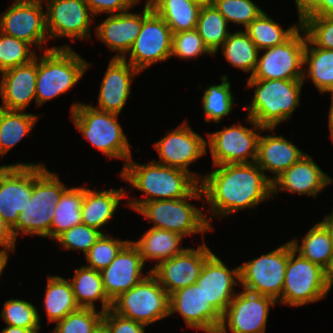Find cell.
Returning a JSON list of instances; mask_svg holds the SVG:
<instances>
[{
    "label": "cell",
    "mask_w": 333,
    "mask_h": 333,
    "mask_svg": "<svg viewBox=\"0 0 333 333\" xmlns=\"http://www.w3.org/2000/svg\"><path fill=\"white\" fill-rule=\"evenodd\" d=\"M200 181L209 214L227 217L273 198L271 176L255 163L213 165ZM210 209V210H209Z\"/></svg>",
    "instance_id": "6da1fadb"
},
{
    "label": "cell",
    "mask_w": 333,
    "mask_h": 333,
    "mask_svg": "<svg viewBox=\"0 0 333 333\" xmlns=\"http://www.w3.org/2000/svg\"><path fill=\"white\" fill-rule=\"evenodd\" d=\"M119 176L129 183L131 189L143 192L144 198L130 199L126 204L136 211L143 203L155 200L181 199L189 196L200 182L185 170L149 161L135 163L132 157L127 161Z\"/></svg>",
    "instance_id": "7a4b0ae2"
},
{
    "label": "cell",
    "mask_w": 333,
    "mask_h": 333,
    "mask_svg": "<svg viewBox=\"0 0 333 333\" xmlns=\"http://www.w3.org/2000/svg\"><path fill=\"white\" fill-rule=\"evenodd\" d=\"M66 189L67 186L61 182L58 174L49 171L44 163L32 165V193L12 229L14 238L31 234L51 239L55 208Z\"/></svg>",
    "instance_id": "3957f363"
},
{
    "label": "cell",
    "mask_w": 333,
    "mask_h": 333,
    "mask_svg": "<svg viewBox=\"0 0 333 333\" xmlns=\"http://www.w3.org/2000/svg\"><path fill=\"white\" fill-rule=\"evenodd\" d=\"M37 55L36 105L68 92L89 69L90 63L67 45L47 47Z\"/></svg>",
    "instance_id": "277c9868"
},
{
    "label": "cell",
    "mask_w": 333,
    "mask_h": 333,
    "mask_svg": "<svg viewBox=\"0 0 333 333\" xmlns=\"http://www.w3.org/2000/svg\"><path fill=\"white\" fill-rule=\"evenodd\" d=\"M303 80H247L246 87H254L253 100L244 107L263 128H276L291 118L300 106Z\"/></svg>",
    "instance_id": "5b68a950"
},
{
    "label": "cell",
    "mask_w": 333,
    "mask_h": 333,
    "mask_svg": "<svg viewBox=\"0 0 333 333\" xmlns=\"http://www.w3.org/2000/svg\"><path fill=\"white\" fill-rule=\"evenodd\" d=\"M71 119L84 138L111 159H122L124 166L132 157L130 143L117 118L120 114L101 111L81 102L71 106Z\"/></svg>",
    "instance_id": "8992f818"
},
{
    "label": "cell",
    "mask_w": 333,
    "mask_h": 333,
    "mask_svg": "<svg viewBox=\"0 0 333 333\" xmlns=\"http://www.w3.org/2000/svg\"><path fill=\"white\" fill-rule=\"evenodd\" d=\"M193 199L204 201L200 185L187 197L145 202L136 212L151 221V228L172 231L183 237L211 231L214 229L211 215L207 217L208 214L191 204Z\"/></svg>",
    "instance_id": "52a82bcc"
},
{
    "label": "cell",
    "mask_w": 333,
    "mask_h": 333,
    "mask_svg": "<svg viewBox=\"0 0 333 333\" xmlns=\"http://www.w3.org/2000/svg\"><path fill=\"white\" fill-rule=\"evenodd\" d=\"M328 292L325 270L297 253L289 241L285 281L282 296L277 303L292 308L305 306L326 298Z\"/></svg>",
    "instance_id": "ba28073f"
},
{
    "label": "cell",
    "mask_w": 333,
    "mask_h": 333,
    "mask_svg": "<svg viewBox=\"0 0 333 333\" xmlns=\"http://www.w3.org/2000/svg\"><path fill=\"white\" fill-rule=\"evenodd\" d=\"M111 309L148 326L170 316L169 294L149 273L141 282L113 300Z\"/></svg>",
    "instance_id": "9c48e42d"
},
{
    "label": "cell",
    "mask_w": 333,
    "mask_h": 333,
    "mask_svg": "<svg viewBox=\"0 0 333 333\" xmlns=\"http://www.w3.org/2000/svg\"><path fill=\"white\" fill-rule=\"evenodd\" d=\"M306 34L300 27L282 44L265 48L248 80H302Z\"/></svg>",
    "instance_id": "30bf717a"
},
{
    "label": "cell",
    "mask_w": 333,
    "mask_h": 333,
    "mask_svg": "<svg viewBox=\"0 0 333 333\" xmlns=\"http://www.w3.org/2000/svg\"><path fill=\"white\" fill-rule=\"evenodd\" d=\"M246 122L254 128L234 123L207 134V147L210 149L213 165L256 161L260 131H265L266 128L261 127L250 116L246 117Z\"/></svg>",
    "instance_id": "8fae6325"
},
{
    "label": "cell",
    "mask_w": 333,
    "mask_h": 333,
    "mask_svg": "<svg viewBox=\"0 0 333 333\" xmlns=\"http://www.w3.org/2000/svg\"><path fill=\"white\" fill-rule=\"evenodd\" d=\"M288 257L289 241L269 253L239 265L241 287L278 302L282 296Z\"/></svg>",
    "instance_id": "7c38bea8"
},
{
    "label": "cell",
    "mask_w": 333,
    "mask_h": 333,
    "mask_svg": "<svg viewBox=\"0 0 333 333\" xmlns=\"http://www.w3.org/2000/svg\"><path fill=\"white\" fill-rule=\"evenodd\" d=\"M276 301L243 289L237 292L221 316L217 333H265L270 306Z\"/></svg>",
    "instance_id": "4fadbf2b"
},
{
    "label": "cell",
    "mask_w": 333,
    "mask_h": 333,
    "mask_svg": "<svg viewBox=\"0 0 333 333\" xmlns=\"http://www.w3.org/2000/svg\"><path fill=\"white\" fill-rule=\"evenodd\" d=\"M173 33L166 22L152 11L144 20L138 37L124 57L140 73L171 58ZM129 60V61H128Z\"/></svg>",
    "instance_id": "5bb4252c"
},
{
    "label": "cell",
    "mask_w": 333,
    "mask_h": 333,
    "mask_svg": "<svg viewBox=\"0 0 333 333\" xmlns=\"http://www.w3.org/2000/svg\"><path fill=\"white\" fill-rule=\"evenodd\" d=\"M43 0H15L0 14V32L38 47L47 43L46 17Z\"/></svg>",
    "instance_id": "9a60e30c"
},
{
    "label": "cell",
    "mask_w": 333,
    "mask_h": 333,
    "mask_svg": "<svg viewBox=\"0 0 333 333\" xmlns=\"http://www.w3.org/2000/svg\"><path fill=\"white\" fill-rule=\"evenodd\" d=\"M153 146L159 156V160H153L154 162L185 170L199 182L202 180L198 173L190 172L189 166L207 154V141L192 130L187 120L169 131Z\"/></svg>",
    "instance_id": "2e32d148"
},
{
    "label": "cell",
    "mask_w": 333,
    "mask_h": 333,
    "mask_svg": "<svg viewBox=\"0 0 333 333\" xmlns=\"http://www.w3.org/2000/svg\"><path fill=\"white\" fill-rule=\"evenodd\" d=\"M46 29L49 39L69 38L87 40L91 38L93 20L84 0H46Z\"/></svg>",
    "instance_id": "e0dca14e"
},
{
    "label": "cell",
    "mask_w": 333,
    "mask_h": 333,
    "mask_svg": "<svg viewBox=\"0 0 333 333\" xmlns=\"http://www.w3.org/2000/svg\"><path fill=\"white\" fill-rule=\"evenodd\" d=\"M32 165L37 164L0 165V215L11 230L31 197Z\"/></svg>",
    "instance_id": "ac0fdd59"
},
{
    "label": "cell",
    "mask_w": 333,
    "mask_h": 333,
    "mask_svg": "<svg viewBox=\"0 0 333 333\" xmlns=\"http://www.w3.org/2000/svg\"><path fill=\"white\" fill-rule=\"evenodd\" d=\"M212 253L205 243L197 248L188 247L149 271L170 295L178 289L196 284L202 266Z\"/></svg>",
    "instance_id": "d6986e66"
},
{
    "label": "cell",
    "mask_w": 333,
    "mask_h": 333,
    "mask_svg": "<svg viewBox=\"0 0 333 333\" xmlns=\"http://www.w3.org/2000/svg\"><path fill=\"white\" fill-rule=\"evenodd\" d=\"M196 284L202 289L206 301L222 316L237 293L234 285L240 284V268L229 269L212 253L202 266Z\"/></svg>",
    "instance_id": "ffe728a7"
},
{
    "label": "cell",
    "mask_w": 333,
    "mask_h": 333,
    "mask_svg": "<svg viewBox=\"0 0 333 333\" xmlns=\"http://www.w3.org/2000/svg\"><path fill=\"white\" fill-rule=\"evenodd\" d=\"M178 313L189 328L206 333H217L221 315L206 301L202 289L189 285L169 295V313Z\"/></svg>",
    "instance_id": "44dd1931"
},
{
    "label": "cell",
    "mask_w": 333,
    "mask_h": 333,
    "mask_svg": "<svg viewBox=\"0 0 333 333\" xmlns=\"http://www.w3.org/2000/svg\"><path fill=\"white\" fill-rule=\"evenodd\" d=\"M139 13L129 10L118 14H109L95 28L96 37L117 54L112 58L123 59L138 37L143 20L153 11L151 5H144Z\"/></svg>",
    "instance_id": "7402d4cb"
},
{
    "label": "cell",
    "mask_w": 333,
    "mask_h": 333,
    "mask_svg": "<svg viewBox=\"0 0 333 333\" xmlns=\"http://www.w3.org/2000/svg\"><path fill=\"white\" fill-rule=\"evenodd\" d=\"M144 266L138 248L129 240L110 265L100 272L108 298L113 301L141 282L150 273L148 271L145 275L142 272Z\"/></svg>",
    "instance_id": "603a6c76"
},
{
    "label": "cell",
    "mask_w": 333,
    "mask_h": 333,
    "mask_svg": "<svg viewBox=\"0 0 333 333\" xmlns=\"http://www.w3.org/2000/svg\"><path fill=\"white\" fill-rule=\"evenodd\" d=\"M332 182L333 178L306 153L272 182V195L275 196L279 191H288L291 194L298 193L316 198Z\"/></svg>",
    "instance_id": "cb8c5ba5"
},
{
    "label": "cell",
    "mask_w": 333,
    "mask_h": 333,
    "mask_svg": "<svg viewBox=\"0 0 333 333\" xmlns=\"http://www.w3.org/2000/svg\"><path fill=\"white\" fill-rule=\"evenodd\" d=\"M140 72L124 59L111 58L101 81L97 106L101 111L121 114L131 94V82Z\"/></svg>",
    "instance_id": "d4e9b609"
},
{
    "label": "cell",
    "mask_w": 333,
    "mask_h": 333,
    "mask_svg": "<svg viewBox=\"0 0 333 333\" xmlns=\"http://www.w3.org/2000/svg\"><path fill=\"white\" fill-rule=\"evenodd\" d=\"M0 74V96L3 101L0 108L25 111L32 100L35 99L36 104L37 55L30 63Z\"/></svg>",
    "instance_id": "484cf974"
},
{
    "label": "cell",
    "mask_w": 333,
    "mask_h": 333,
    "mask_svg": "<svg viewBox=\"0 0 333 333\" xmlns=\"http://www.w3.org/2000/svg\"><path fill=\"white\" fill-rule=\"evenodd\" d=\"M272 135H260L255 163L263 170L271 172L273 182L306 153L282 135H273L275 128H266Z\"/></svg>",
    "instance_id": "4316f807"
},
{
    "label": "cell",
    "mask_w": 333,
    "mask_h": 333,
    "mask_svg": "<svg viewBox=\"0 0 333 333\" xmlns=\"http://www.w3.org/2000/svg\"><path fill=\"white\" fill-rule=\"evenodd\" d=\"M126 188L108 189L97 191L84 187V198L82 201V224L102 230L114 216L121 199L128 197Z\"/></svg>",
    "instance_id": "83f0119b"
},
{
    "label": "cell",
    "mask_w": 333,
    "mask_h": 333,
    "mask_svg": "<svg viewBox=\"0 0 333 333\" xmlns=\"http://www.w3.org/2000/svg\"><path fill=\"white\" fill-rule=\"evenodd\" d=\"M183 238L181 234L150 227L139 240L132 243L138 248L144 264L147 260H154L156 267L186 249L181 246Z\"/></svg>",
    "instance_id": "f1b7e54d"
},
{
    "label": "cell",
    "mask_w": 333,
    "mask_h": 333,
    "mask_svg": "<svg viewBox=\"0 0 333 333\" xmlns=\"http://www.w3.org/2000/svg\"><path fill=\"white\" fill-rule=\"evenodd\" d=\"M69 282L75 301L80 308L96 309V301H101V311L103 313L112 307V301L105 293L99 271L82 265L74 270L73 278Z\"/></svg>",
    "instance_id": "f546056e"
},
{
    "label": "cell",
    "mask_w": 333,
    "mask_h": 333,
    "mask_svg": "<svg viewBox=\"0 0 333 333\" xmlns=\"http://www.w3.org/2000/svg\"><path fill=\"white\" fill-rule=\"evenodd\" d=\"M307 78L320 93L333 92V50L315 47L308 39L304 50L303 82Z\"/></svg>",
    "instance_id": "4dcf8cb0"
},
{
    "label": "cell",
    "mask_w": 333,
    "mask_h": 333,
    "mask_svg": "<svg viewBox=\"0 0 333 333\" xmlns=\"http://www.w3.org/2000/svg\"><path fill=\"white\" fill-rule=\"evenodd\" d=\"M44 310L49 322H58L80 307L75 301L69 279L61 276L47 277Z\"/></svg>",
    "instance_id": "1f68e13d"
},
{
    "label": "cell",
    "mask_w": 333,
    "mask_h": 333,
    "mask_svg": "<svg viewBox=\"0 0 333 333\" xmlns=\"http://www.w3.org/2000/svg\"><path fill=\"white\" fill-rule=\"evenodd\" d=\"M151 7L172 33L195 29L202 8L189 0H156Z\"/></svg>",
    "instance_id": "d6a6232c"
},
{
    "label": "cell",
    "mask_w": 333,
    "mask_h": 333,
    "mask_svg": "<svg viewBox=\"0 0 333 333\" xmlns=\"http://www.w3.org/2000/svg\"><path fill=\"white\" fill-rule=\"evenodd\" d=\"M39 118V115L32 113L0 108V156L2 158L20 140L29 135Z\"/></svg>",
    "instance_id": "836d02e7"
},
{
    "label": "cell",
    "mask_w": 333,
    "mask_h": 333,
    "mask_svg": "<svg viewBox=\"0 0 333 333\" xmlns=\"http://www.w3.org/2000/svg\"><path fill=\"white\" fill-rule=\"evenodd\" d=\"M298 241V238L290 240L293 249L325 270L333 256V240L322 224L318 222L310 228L302 238L301 245Z\"/></svg>",
    "instance_id": "e575fe53"
},
{
    "label": "cell",
    "mask_w": 333,
    "mask_h": 333,
    "mask_svg": "<svg viewBox=\"0 0 333 333\" xmlns=\"http://www.w3.org/2000/svg\"><path fill=\"white\" fill-rule=\"evenodd\" d=\"M84 187L67 188L56 205L51 222V239L55 240L64 231L82 224V201Z\"/></svg>",
    "instance_id": "d590c367"
},
{
    "label": "cell",
    "mask_w": 333,
    "mask_h": 333,
    "mask_svg": "<svg viewBox=\"0 0 333 333\" xmlns=\"http://www.w3.org/2000/svg\"><path fill=\"white\" fill-rule=\"evenodd\" d=\"M220 49L228 63L252 76L260 50L245 31L230 33Z\"/></svg>",
    "instance_id": "8d00e7d4"
},
{
    "label": "cell",
    "mask_w": 333,
    "mask_h": 333,
    "mask_svg": "<svg viewBox=\"0 0 333 333\" xmlns=\"http://www.w3.org/2000/svg\"><path fill=\"white\" fill-rule=\"evenodd\" d=\"M228 25L213 3L202 6L195 29L214 56L231 33L228 31Z\"/></svg>",
    "instance_id": "74e56055"
},
{
    "label": "cell",
    "mask_w": 333,
    "mask_h": 333,
    "mask_svg": "<svg viewBox=\"0 0 333 333\" xmlns=\"http://www.w3.org/2000/svg\"><path fill=\"white\" fill-rule=\"evenodd\" d=\"M301 22L283 29L272 17L264 11L255 18L245 32L259 50L282 44L288 40L299 28Z\"/></svg>",
    "instance_id": "f35d334b"
},
{
    "label": "cell",
    "mask_w": 333,
    "mask_h": 333,
    "mask_svg": "<svg viewBox=\"0 0 333 333\" xmlns=\"http://www.w3.org/2000/svg\"><path fill=\"white\" fill-rule=\"evenodd\" d=\"M227 75L221 76V84L207 86L202 96V109L206 115L205 122L210 123L212 120L217 124L224 117L231 114L234 106L233 93L231 84Z\"/></svg>",
    "instance_id": "ab89813d"
},
{
    "label": "cell",
    "mask_w": 333,
    "mask_h": 333,
    "mask_svg": "<svg viewBox=\"0 0 333 333\" xmlns=\"http://www.w3.org/2000/svg\"><path fill=\"white\" fill-rule=\"evenodd\" d=\"M103 312L79 308L56 322L53 333H97L102 328Z\"/></svg>",
    "instance_id": "60d3db41"
},
{
    "label": "cell",
    "mask_w": 333,
    "mask_h": 333,
    "mask_svg": "<svg viewBox=\"0 0 333 333\" xmlns=\"http://www.w3.org/2000/svg\"><path fill=\"white\" fill-rule=\"evenodd\" d=\"M1 317L6 325L24 329H41L38 309L29 301L15 298L5 301Z\"/></svg>",
    "instance_id": "b9f144b4"
},
{
    "label": "cell",
    "mask_w": 333,
    "mask_h": 333,
    "mask_svg": "<svg viewBox=\"0 0 333 333\" xmlns=\"http://www.w3.org/2000/svg\"><path fill=\"white\" fill-rule=\"evenodd\" d=\"M31 47L25 41L0 32V73L34 60L37 54Z\"/></svg>",
    "instance_id": "7bdbcfd3"
},
{
    "label": "cell",
    "mask_w": 333,
    "mask_h": 333,
    "mask_svg": "<svg viewBox=\"0 0 333 333\" xmlns=\"http://www.w3.org/2000/svg\"><path fill=\"white\" fill-rule=\"evenodd\" d=\"M103 233L91 249L85 254L88 265L85 267L101 272L114 260L117 253L129 241L114 238Z\"/></svg>",
    "instance_id": "ee69618b"
},
{
    "label": "cell",
    "mask_w": 333,
    "mask_h": 333,
    "mask_svg": "<svg viewBox=\"0 0 333 333\" xmlns=\"http://www.w3.org/2000/svg\"><path fill=\"white\" fill-rule=\"evenodd\" d=\"M212 3L229 24L243 25L244 29L263 12L252 0H213Z\"/></svg>",
    "instance_id": "f6af8a7d"
},
{
    "label": "cell",
    "mask_w": 333,
    "mask_h": 333,
    "mask_svg": "<svg viewBox=\"0 0 333 333\" xmlns=\"http://www.w3.org/2000/svg\"><path fill=\"white\" fill-rule=\"evenodd\" d=\"M301 27L315 47L333 50V16H308Z\"/></svg>",
    "instance_id": "bcb514c9"
},
{
    "label": "cell",
    "mask_w": 333,
    "mask_h": 333,
    "mask_svg": "<svg viewBox=\"0 0 333 333\" xmlns=\"http://www.w3.org/2000/svg\"><path fill=\"white\" fill-rule=\"evenodd\" d=\"M204 54L213 56L196 29L173 33L171 57L190 60Z\"/></svg>",
    "instance_id": "7dc6e473"
},
{
    "label": "cell",
    "mask_w": 333,
    "mask_h": 333,
    "mask_svg": "<svg viewBox=\"0 0 333 333\" xmlns=\"http://www.w3.org/2000/svg\"><path fill=\"white\" fill-rule=\"evenodd\" d=\"M103 233L85 224H78L64 231L55 241L66 250H81L85 255Z\"/></svg>",
    "instance_id": "c3c4849f"
},
{
    "label": "cell",
    "mask_w": 333,
    "mask_h": 333,
    "mask_svg": "<svg viewBox=\"0 0 333 333\" xmlns=\"http://www.w3.org/2000/svg\"><path fill=\"white\" fill-rule=\"evenodd\" d=\"M146 325L115 313L111 308L104 312L102 328L106 333H145Z\"/></svg>",
    "instance_id": "681fc988"
},
{
    "label": "cell",
    "mask_w": 333,
    "mask_h": 333,
    "mask_svg": "<svg viewBox=\"0 0 333 333\" xmlns=\"http://www.w3.org/2000/svg\"><path fill=\"white\" fill-rule=\"evenodd\" d=\"M93 16L100 14H118L136 6L134 0H84Z\"/></svg>",
    "instance_id": "f907efd6"
},
{
    "label": "cell",
    "mask_w": 333,
    "mask_h": 333,
    "mask_svg": "<svg viewBox=\"0 0 333 333\" xmlns=\"http://www.w3.org/2000/svg\"><path fill=\"white\" fill-rule=\"evenodd\" d=\"M15 243L16 239L12 234V230L0 215V247H2L3 250L11 251V253H13L15 251Z\"/></svg>",
    "instance_id": "816d5d0a"
},
{
    "label": "cell",
    "mask_w": 333,
    "mask_h": 333,
    "mask_svg": "<svg viewBox=\"0 0 333 333\" xmlns=\"http://www.w3.org/2000/svg\"><path fill=\"white\" fill-rule=\"evenodd\" d=\"M299 22L310 16L322 3L323 0H295Z\"/></svg>",
    "instance_id": "f5cc1de1"
},
{
    "label": "cell",
    "mask_w": 333,
    "mask_h": 333,
    "mask_svg": "<svg viewBox=\"0 0 333 333\" xmlns=\"http://www.w3.org/2000/svg\"><path fill=\"white\" fill-rule=\"evenodd\" d=\"M310 16H333V0H323Z\"/></svg>",
    "instance_id": "db71d44e"
},
{
    "label": "cell",
    "mask_w": 333,
    "mask_h": 333,
    "mask_svg": "<svg viewBox=\"0 0 333 333\" xmlns=\"http://www.w3.org/2000/svg\"><path fill=\"white\" fill-rule=\"evenodd\" d=\"M40 329H24L7 325L0 333H39Z\"/></svg>",
    "instance_id": "11a10c76"
},
{
    "label": "cell",
    "mask_w": 333,
    "mask_h": 333,
    "mask_svg": "<svg viewBox=\"0 0 333 333\" xmlns=\"http://www.w3.org/2000/svg\"><path fill=\"white\" fill-rule=\"evenodd\" d=\"M322 226L328 231L330 237L333 240V210L331 213L327 214L323 221L320 222Z\"/></svg>",
    "instance_id": "9f6ffc18"
},
{
    "label": "cell",
    "mask_w": 333,
    "mask_h": 333,
    "mask_svg": "<svg viewBox=\"0 0 333 333\" xmlns=\"http://www.w3.org/2000/svg\"><path fill=\"white\" fill-rule=\"evenodd\" d=\"M325 281L330 291L333 286V256L331 257L329 265L325 269Z\"/></svg>",
    "instance_id": "6f0895ef"
},
{
    "label": "cell",
    "mask_w": 333,
    "mask_h": 333,
    "mask_svg": "<svg viewBox=\"0 0 333 333\" xmlns=\"http://www.w3.org/2000/svg\"><path fill=\"white\" fill-rule=\"evenodd\" d=\"M8 252L11 251L0 249V277L8 262V257H9Z\"/></svg>",
    "instance_id": "680465c9"
},
{
    "label": "cell",
    "mask_w": 333,
    "mask_h": 333,
    "mask_svg": "<svg viewBox=\"0 0 333 333\" xmlns=\"http://www.w3.org/2000/svg\"><path fill=\"white\" fill-rule=\"evenodd\" d=\"M329 94H331V105H330V110H329V133H330V137L331 139L333 138V92H329Z\"/></svg>",
    "instance_id": "91938a15"
},
{
    "label": "cell",
    "mask_w": 333,
    "mask_h": 333,
    "mask_svg": "<svg viewBox=\"0 0 333 333\" xmlns=\"http://www.w3.org/2000/svg\"><path fill=\"white\" fill-rule=\"evenodd\" d=\"M189 1L196 3L200 6H204V5L212 3L213 0H189Z\"/></svg>",
    "instance_id": "94428289"
},
{
    "label": "cell",
    "mask_w": 333,
    "mask_h": 333,
    "mask_svg": "<svg viewBox=\"0 0 333 333\" xmlns=\"http://www.w3.org/2000/svg\"><path fill=\"white\" fill-rule=\"evenodd\" d=\"M154 1L156 0H146L145 4L146 5H151ZM135 4L137 5L141 0H134Z\"/></svg>",
    "instance_id": "6125c7cd"
},
{
    "label": "cell",
    "mask_w": 333,
    "mask_h": 333,
    "mask_svg": "<svg viewBox=\"0 0 333 333\" xmlns=\"http://www.w3.org/2000/svg\"><path fill=\"white\" fill-rule=\"evenodd\" d=\"M97 333H106V331L103 328H101Z\"/></svg>",
    "instance_id": "be15d7a7"
}]
</instances>
